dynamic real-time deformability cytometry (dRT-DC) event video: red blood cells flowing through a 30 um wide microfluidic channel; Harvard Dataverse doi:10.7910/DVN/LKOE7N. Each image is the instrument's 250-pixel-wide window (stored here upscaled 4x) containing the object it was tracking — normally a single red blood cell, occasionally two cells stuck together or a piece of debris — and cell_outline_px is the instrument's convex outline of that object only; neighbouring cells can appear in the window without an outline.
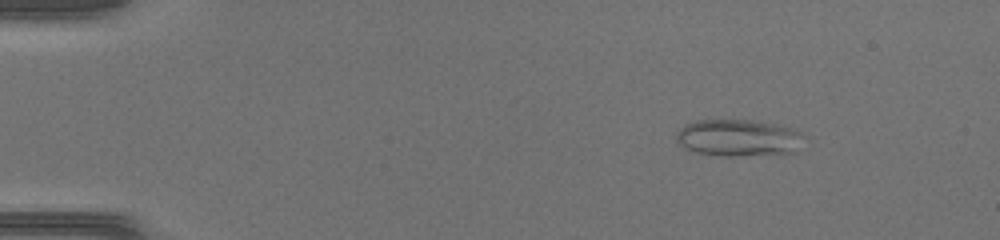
{"species": "common noctule bat (a hibernating species)", "species_latin": "Nyctalus noctula", "temperature_condition": "warm", "stored_images_in_passage": 41, "camera_frame_rate_fps": 3000, "um_per_image_px": 0.085, "animal": {"sex": "female", "body_mass_g": 17.0, "forearm_length_mm": 48.0}, "frame": {"image": 1, "passage_image": 1, "time_ms": 0.0, "image_size_px": [1000, 240], "cell_outline_px": [[800, 132], [792, 152], [736, 156], [728, 156], [696, 152], [680, 144], [676, 140], [676, 136], [680, 128], [684, 124], [696, 120], [748, 120], [772, 124]], "centroid_in_image_um": [62.6, 11.7], "position_along_channel_um": 22.4, "area_um2": 26.18}}
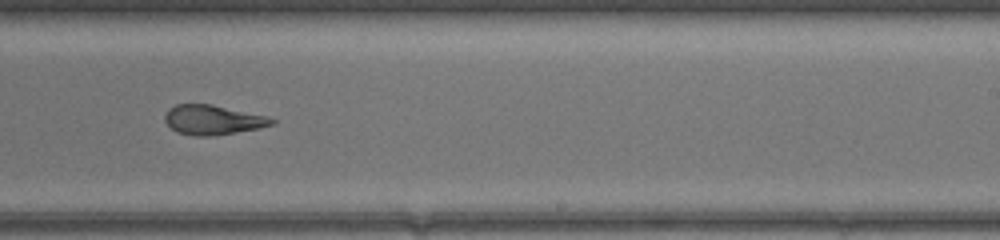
{"frame": {"image": 2, "passage_image": 24, "time_ms": 7.667, "image_size_px": [1000, 240], "cell_outline_px": [[276, 124], [260, 128], [212, 136], [196, 136], [176, 132], [164, 120], [164, 116], [168, 108], [176, 104], [212, 104], [268, 116], [276, 120]], "centroid_in_image_um": [18.11, 10.18], "position_along_channel_um": 270.9, "area_um2": 18.61}}
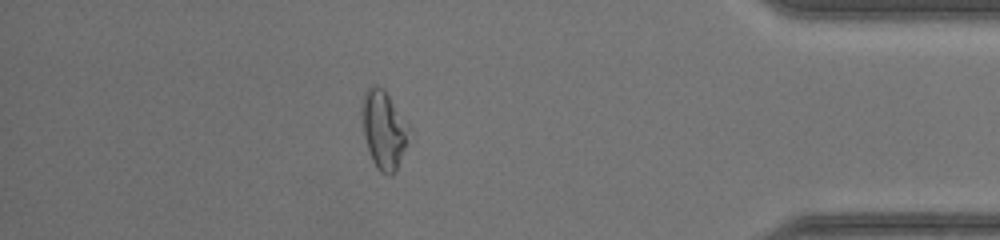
{"frame": {"image": 3, "passage_image": 35, "time_ms": 11.333, "image_size_px": [1000, 240], "cell_outline_px": [[412, 128], [396, 172], [392, 176], [388, 176], [380, 172], [376, 168], [368, 152], [364, 136], [360, 112], [360, 108], [364, 92], [368, 88], [376, 84], [384, 88]], "centroid_in_image_um": [32.61, 11.01], "position_along_channel_um": 402.6, "area_um2": 22.14}}